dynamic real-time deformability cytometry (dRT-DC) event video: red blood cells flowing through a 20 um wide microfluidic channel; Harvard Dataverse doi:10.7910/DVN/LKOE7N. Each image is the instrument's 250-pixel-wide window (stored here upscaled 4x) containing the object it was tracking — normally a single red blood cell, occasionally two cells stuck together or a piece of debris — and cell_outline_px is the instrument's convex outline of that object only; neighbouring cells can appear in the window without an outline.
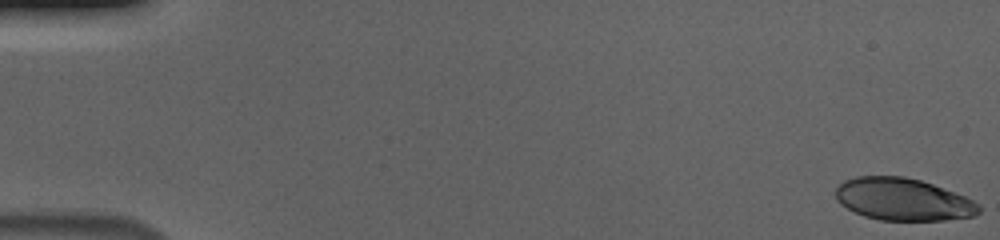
{"species": "human", "species_latin": "Homo sapiens", "temperature_condition": "cold", "stored_images_in_passage": 56, "camera_frame_rate_fps": 3000, "um_per_image_px": 0.085, "donor": {"sex": "male"}, "frame": {"image": 1, "passage_image": 1, "time_ms": 0.0, "image_size_px": [1000, 240], "cell_outline_px": [[980, 212], [972, 216], [944, 220], [880, 220], [864, 216], [840, 204], [836, 200], [836, 188], [844, 180], [856, 176], [904, 176], [920, 180], [932, 184], [964, 196], [980, 204]], "centroid_in_image_um": [76.74, 16.94], "position_along_channel_um": 8.3, "area_um2": 35.14}}
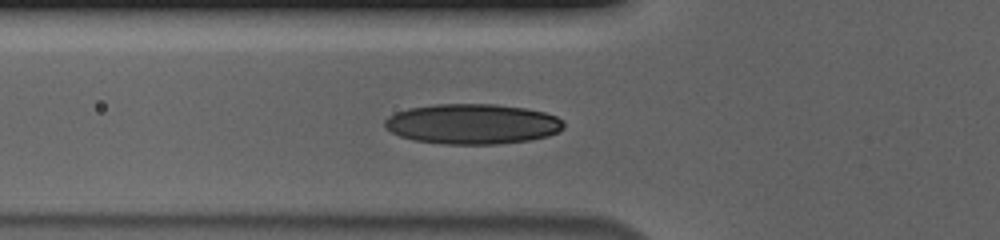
{"frame": {"image": 2, "passage_image": 21, "time_ms": 6.667, "image_size_px": [1000, 240], "cell_outline_px": [[564, 128], [548, 136], [532, 140], [496, 144], [444, 144], [416, 140], [400, 136], [392, 132], [384, 124], [384, 120], [388, 116], [396, 112], [408, 108], [436, 104], [496, 104], [524, 108], [544, 112], [556, 116], [564, 120]], "centroid_in_image_um": [40.18, 10.53], "position_along_channel_um": 85.6, "area_um2": 41.96}}
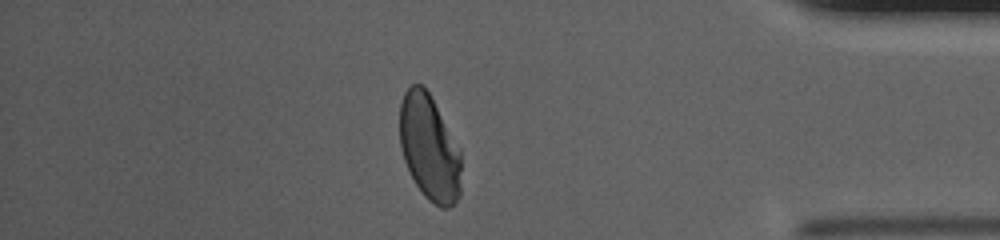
{"frame": {"image": 3, "passage_image": 49, "time_ms": 16.0, "image_size_px": [1000, 240], "cell_outline_px": [[460, 196], [448, 208], [440, 208], [428, 200], [424, 196], [416, 184], [404, 160], [400, 148], [400, 104], [404, 92], [412, 84], [420, 84], [428, 92], [460, 148]], "centroid_in_image_um": [36.49, 12.58], "position_along_channel_um": 398.7, "area_um2": 37.69}, "authors_computed_cell_mechanics": {"area_um2": 38.7838, "velocity_mm_per_s": 3.6817, "shape_relaxation_time_tau1_ms": 6.3847, "shape_relaxation_time_tau2_ms": 1.2611, "deformation_change_tau1": 0.1931, "deformation_change_tau2": 0.0576}}